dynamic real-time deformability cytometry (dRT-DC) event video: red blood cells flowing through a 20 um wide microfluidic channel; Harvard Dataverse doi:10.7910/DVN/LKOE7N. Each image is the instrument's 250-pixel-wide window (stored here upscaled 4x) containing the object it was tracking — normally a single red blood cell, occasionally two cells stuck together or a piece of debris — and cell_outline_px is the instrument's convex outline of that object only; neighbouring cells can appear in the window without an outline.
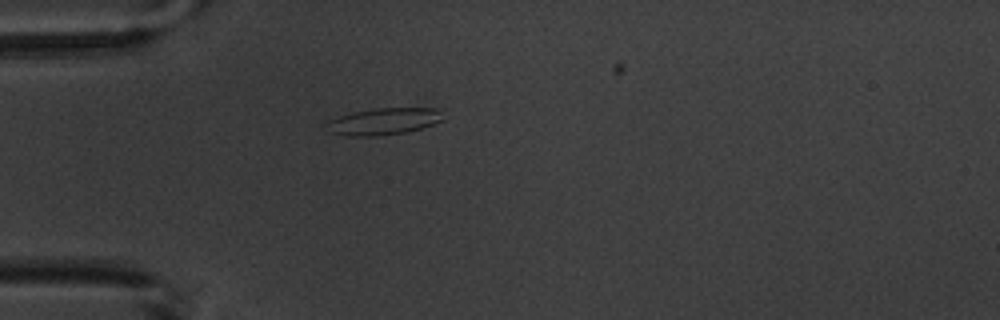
{"species": "common noctule bat (a hibernating species)", "species_latin": "Nyctalus noctula", "temperature_condition": "warm", "stored_images_in_passage": 1, "camera_frame_rate_fps": 3000, "um_per_image_px": 0.085, "animal": {"sex": "male", "body_mass_g": 20.1, "forearm_length_mm": 53.5}, "frame": {"image": 1, "passage_image": 1, "time_ms": 0.0, "image_size_px": [1000, 320], "cell_outline_px": [[444, 120], [408, 132], [376, 136], [348, 136], [328, 132], [324, 124], [328, 120], [352, 112], [376, 108], [436, 108]], "centroid_in_image_um": [32.54, 10.33], "position_along_channel_um": 52.5, "area_um2": 18.21}}